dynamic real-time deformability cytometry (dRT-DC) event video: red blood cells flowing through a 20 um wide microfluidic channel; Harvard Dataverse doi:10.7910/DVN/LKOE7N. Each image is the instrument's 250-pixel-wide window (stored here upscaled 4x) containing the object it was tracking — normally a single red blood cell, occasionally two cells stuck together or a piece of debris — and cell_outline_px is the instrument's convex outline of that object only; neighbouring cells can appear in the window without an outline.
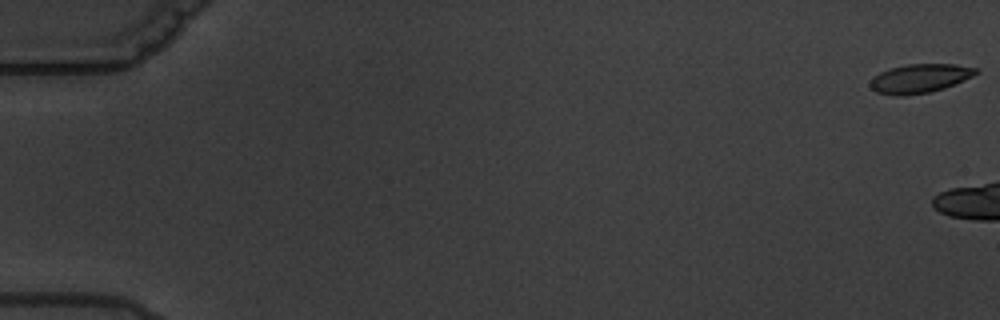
{"species": "common noctule bat (a hibernating species)", "species_latin": "Nyctalus noctula", "temperature_condition": "warm", "stored_images_in_passage": 3, "camera_frame_rate_fps": 3000, "um_per_image_px": 0.085, "animal": {"sex": "male", "body_mass_g": 19.5, "forearm_length_mm": 54.6}, "frame": {"image": 1, "passage_image": 1, "time_ms": 0.0, "image_size_px": [1000, 320], "cell_outline_px": [[980, 72], [972, 76], [944, 88], [928, 92], [904, 96], [896, 96], [876, 92], [868, 84], [872, 76], [888, 68], [908, 64], [956, 64], [980, 68]], "centroid_in_image_um": [78.16, 6.66], "position_along_channel_um": 6.8, "area_um2": 17.98}}